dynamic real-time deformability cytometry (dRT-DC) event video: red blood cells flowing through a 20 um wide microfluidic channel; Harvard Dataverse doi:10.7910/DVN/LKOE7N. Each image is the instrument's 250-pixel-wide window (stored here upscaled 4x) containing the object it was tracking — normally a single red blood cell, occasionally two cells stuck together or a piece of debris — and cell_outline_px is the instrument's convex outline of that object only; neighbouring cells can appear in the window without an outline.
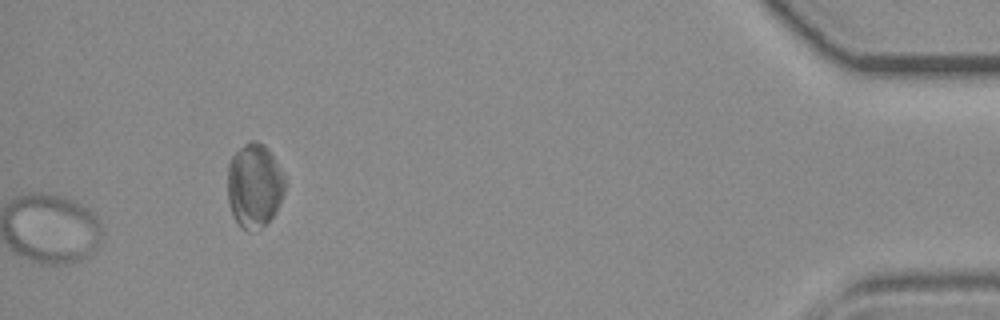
{"species": "common noctule bat (a hibernating species)", "species_latin": "Nyctalus noctula", "temperature_condition": "room temperature", "stored_images_in_passage": 50, "camera_frame_rate_fps": 3000, "um_per_image_px": 0.085, "animal": {"sex": "female", "body_mass_g": 19.3, "forearm_length_mm": 54.1}, "frame": {"image": 1, "passage_image": 50, "time_ms": 16.333, "image_size_px": [1000, 320], "cell_outline_px": [[284, 192], [276, 212], [260, 228], [248, 232], [240, 228], [232, 216], [228, 204], [228, 164], [232, 156], [244, 144], [252, 140], [256, 140], [264, 144], [268, 148], [284, 176]], "centroid_in_image_um": [21.59, 15.79], "position_along_channel_um": 413.6, "area_um2": 28.21}}